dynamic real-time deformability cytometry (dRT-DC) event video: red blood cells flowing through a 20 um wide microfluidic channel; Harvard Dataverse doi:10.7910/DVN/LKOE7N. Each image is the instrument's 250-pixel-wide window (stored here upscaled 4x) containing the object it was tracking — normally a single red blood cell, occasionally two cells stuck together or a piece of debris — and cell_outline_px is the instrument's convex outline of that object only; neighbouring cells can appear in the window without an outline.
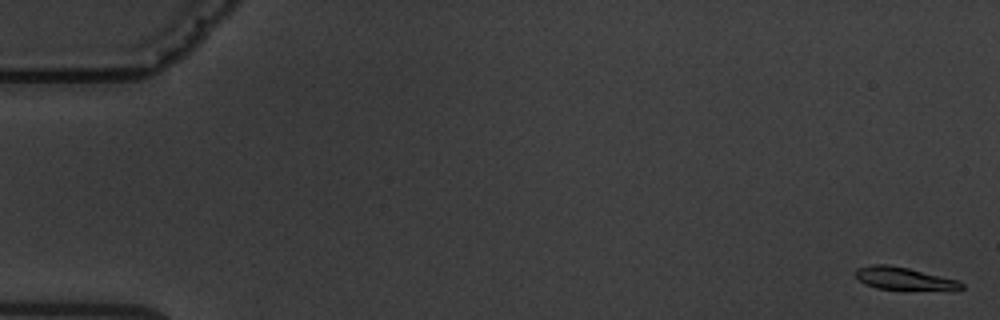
{"species": "common noctule bat (a hibernating species)", "species_latin": "Nyctalus noctula", "temperature_condition": "warm", "stored_images_in_passage": 4, "camera_frame_rate_fps": 3000, "um_per_image_px": 0.085, "animal": {"sex": "male", "body_mass_g": 19.5, "forearm_length_mm": 54.6}, "frame": {"image": 1, "passage_image": 1, "time_ms": 0.0, "image_size_px": [1000, 320], "cell_outline_px": [[964, 288], [960, 292], [876, 288], [860, 280], [852, 272], [856, 268], [872, 264], [888, 264], [908, 268], [960, 280], [964, 284]], "centroid_in_image_um": [76.98, 23.7], "position_along_channel_um": 8.0, "area_um2": 14.57}}